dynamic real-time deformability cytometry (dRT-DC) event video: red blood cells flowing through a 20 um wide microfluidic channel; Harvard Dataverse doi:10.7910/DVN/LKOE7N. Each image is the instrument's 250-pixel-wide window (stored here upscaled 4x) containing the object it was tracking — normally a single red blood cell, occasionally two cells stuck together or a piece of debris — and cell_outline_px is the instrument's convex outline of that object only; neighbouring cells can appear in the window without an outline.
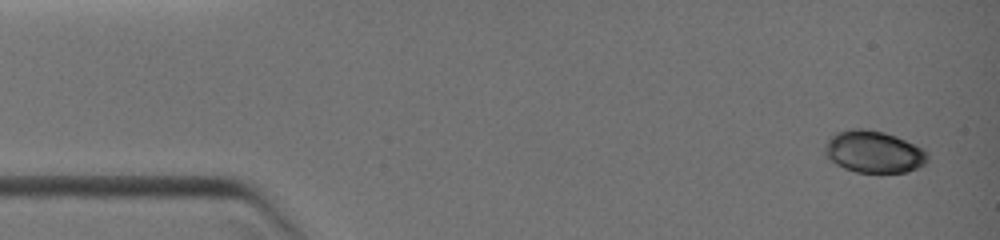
{"species": "common noctule bat (a hibernating species)", "species_latin": "Nyctalus noctula", "temperature_condition": "warm", "stored_images_in_passage": 25, "camera_frame_rate_fps": 3000, "um_per_image_px": 0.085, "animal": {"sex": "female", "body_mass_g": 19.0, "forearm_length_mm": 51.5}, "frame": {"image": 1, "passage_image": 1, "time_ms": 0.0, "image_size_px": [1000, 240], "cell_outline_px": [[928, 160], [924, 164], [908, 172], [856, 172], [844, 168], [836, 164], [824, 152], [824, 144], [836, 132], [856, 128], [860, 128], [884, 132], [896, 136], [920, 148], [928, 156]], "centroid_in_image_um": [74.23, 12.9], "position_along_channel_um": 10.8, "area_um2": 24.74}}
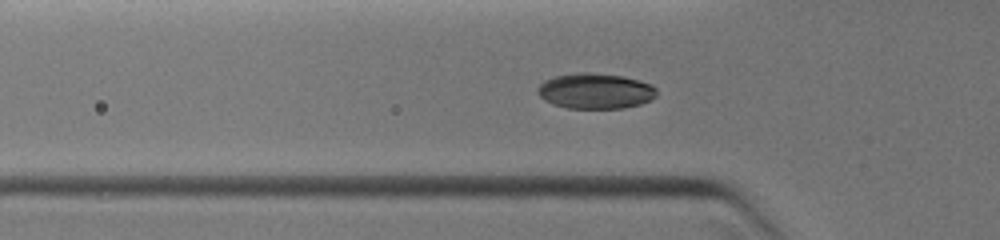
{"frame": {"image": 2, "passage_image": 14, "time_ms": 3.667, "image_size_px": [1000, 240], "cell_outline_px": [[656, 96], [640, 104], [624, 108], [568, 108], [552, 104], [544, 100], [536, 92], [536, 88], [544, 80], [556, 76], [580, 72], [588, 72], [624, 76], [640, 80], [652, 84], [656, 88]], "centroid_in_image_um": [50.59, 7.73], "position_along_channel_um": 75.2, "area_um2": 24.74}}
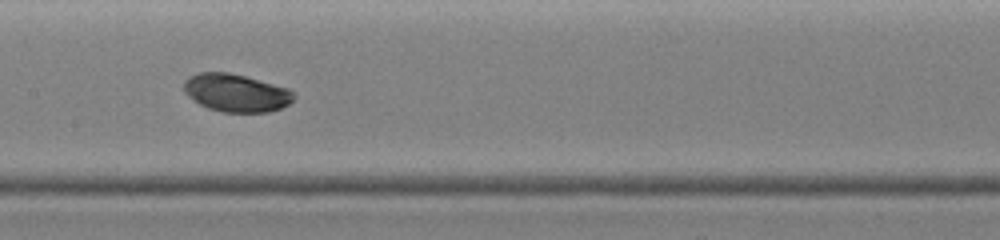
{"frame": {"image": 3, "passage_image": 24, "time_ms": 6.0, "image_size_px": [1000, 240], "cell_outline_px": [[296, 96], [288, 104], [280, 108], [268, 112], [224, 112], [208, 108], [200, 104], [188, 96], [184, 92], [184, 80], [188, 76], [200, 72], [228, 72], [244, 76], [288, 88], [296, 92]], "centroid_in_image_um": [20.07, 7.89], "position_along_channel_um": 187.3, "area_um2": 24.22}}